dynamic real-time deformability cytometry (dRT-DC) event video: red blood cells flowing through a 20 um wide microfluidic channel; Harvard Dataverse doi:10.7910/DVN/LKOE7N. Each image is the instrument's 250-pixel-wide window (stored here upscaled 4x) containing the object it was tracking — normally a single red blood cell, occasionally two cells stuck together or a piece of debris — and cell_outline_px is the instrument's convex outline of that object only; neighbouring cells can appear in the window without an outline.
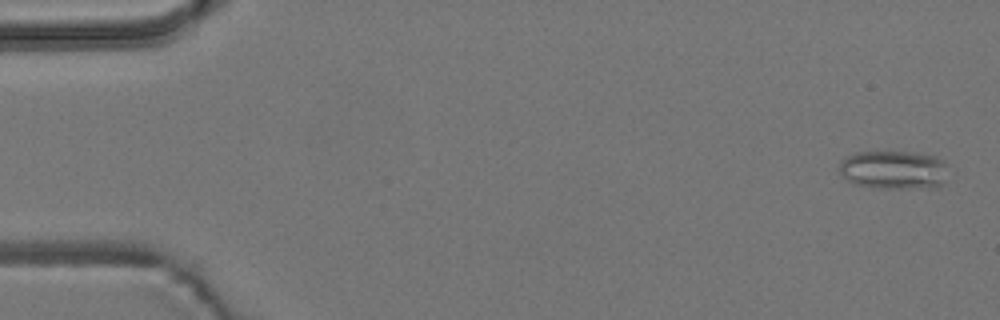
{"species": "common noctule bat (a hibernating species)", "species_latin": "Nyctalus noctula", "temperature_condition": "room temperature", "stored_images_in_passage": 54, "camera_frame_rate_fps": 3000, "um_per_image_px": 0.085, "animal": {"sex": "male", "body_mass_g": 19.2, "forearm_length_mm": 51.8}, "frame": {"image": 1, "passage_image": 2, "time_ms": 0.333, "image_size_px": [1000, 320], "cell_outline_px": [[944, 184], [936, 188], [872, 188], [852, 184], [840, 172], [840, 160], [844, 156], [856, 152], [912, 152], [936, 156], [944, 160]], "centroid_in_image_um": [75.93, 14.45], "position_along_channel_um": 9.1, "area_um2": 24.74}}
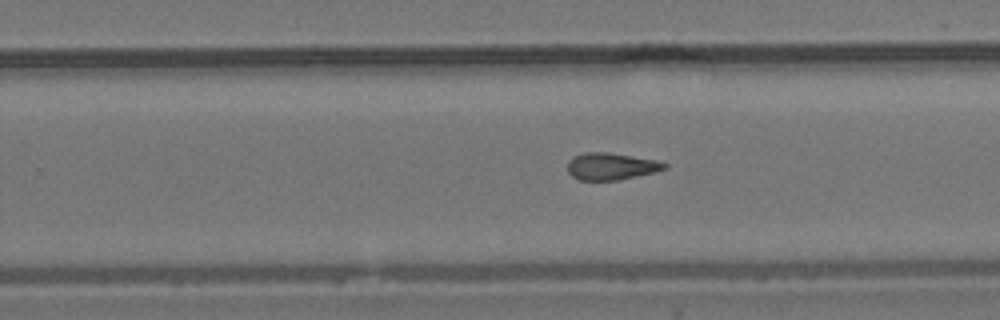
{"frame": {"image": 2, "passage_image": 34, "time_ms": 11.0, "image_size_px": [1000, 320], "cell_outline_px": [[668, 168], [656, 172], [616, 180], [580, 180], [572, 176], [568, 172], [568, 160], [572, 156], [584, 152], [608, 152], [656, 160], [668, 164]], "centroid_in_image_um": [51.94, 14.13], "position_along_channel_um": 277.9, "area_um2": 15.32}}
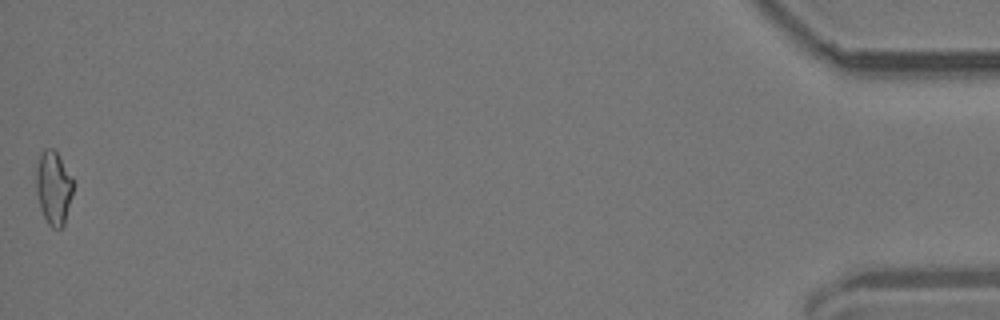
{"frame": {"image": 3, "passage_image": 54, "time_ms": 17.667, "image_size_px": [1000, 320], "cell_outline_px": [[72, 192], [64, 224], [60, 228], [52, 228], [48, 224], [40, 208], [36, 192], [36, 168], [40, 156], [44, 148], [52, 148], [56, 152], [72, 176]], "centroid_in_image_um": [4.53, 15.96], "position_along_channel_um": 430.7, "area_um2": 15.61}, "authors_computed_cell_mechanics": {"area_um2": 15.6349, "velocity_mm_per_s": 3.8121, "shape_relaxation_time_tau1_ms": null, "shape_relaxation_time_tau2_ms": 4.0552, "deformation_change_tau1": null, "deformation_change_tau2": 0.1376}}